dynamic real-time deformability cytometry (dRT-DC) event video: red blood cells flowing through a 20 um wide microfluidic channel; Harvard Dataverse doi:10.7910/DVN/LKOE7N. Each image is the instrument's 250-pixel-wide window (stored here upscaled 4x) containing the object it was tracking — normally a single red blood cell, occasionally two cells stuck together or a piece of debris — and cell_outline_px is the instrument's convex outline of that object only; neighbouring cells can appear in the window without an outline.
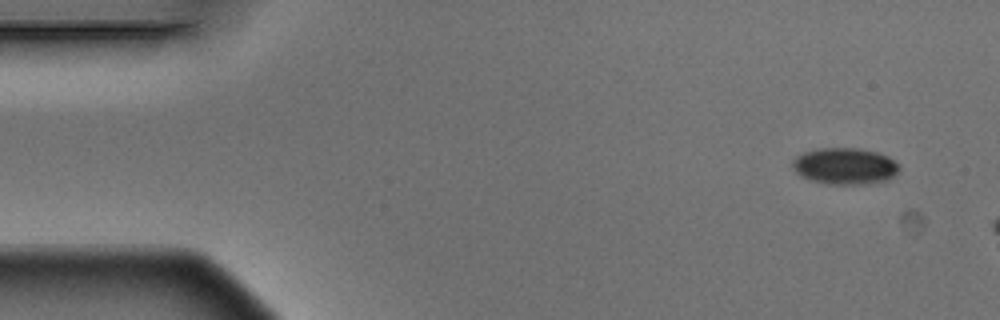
{"species": "Egyptian fruit bat (a non-hibernating species)", "species_latin": "Rousettus aegyptiacus", "temperature_condition": "warm", "stored_images_in_passage": 3, "camera_frame_rate_fps": 3000, "um_per_image_px": 0.085, "animal": {"sex": "male"}, "frame": {"image": 1, "passage_image": 1, "time_ms": 0.0, "image_size_px": [1000, 320], "cell_outline_px": [[900, 168], [888, 180], [864, 184], [828, 184], [812, 180], [800, 176], [792, 168], [792, 160], [796, 156], [804, 152], [816, 148], [860, 148], [876, 152], [888, 156], [900, 164]], "centroid_in_image_um": [71.8, 14.11], "position_along_channel_um": 13.2, "area_um2": 22.83}}